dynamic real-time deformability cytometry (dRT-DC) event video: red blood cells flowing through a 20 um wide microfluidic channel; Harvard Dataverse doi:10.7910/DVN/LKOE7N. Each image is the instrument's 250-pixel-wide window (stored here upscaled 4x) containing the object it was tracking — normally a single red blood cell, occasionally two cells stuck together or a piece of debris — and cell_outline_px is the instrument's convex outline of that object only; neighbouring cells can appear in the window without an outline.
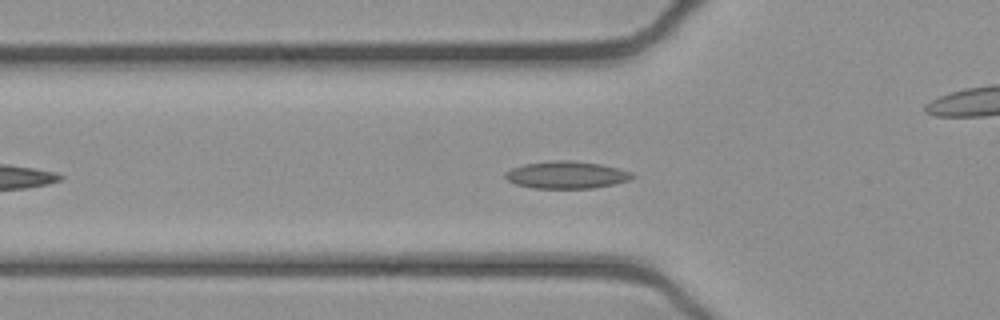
{"species": "common noctule bat (a hibernating species)", "species_latin": "Nyctalus noctula", "temperature_condition": "cold", "stored_images_in_passage": 42, "camera_frame_rate_fps": 3000, "um_per_image_px": 0.085, "animal": {"sex": "female", "body_mass_g": 21.9}, "frame": {"image": 1, "passage_image": 10, "time_ms": 3.0, "image_size_px": [1000, 320], "cell_outline_px": [[636, 176], [628, 180], [616, 184], [592, 188], [532, 188], [516, 184], [508, 180], [504, 176], [504, 172], [512, 168], [524, 164], [552, 160], [572, 160], [600, 164], [620, 168], [632, 172]], "centroid_in_image_um": [48.17, 14.86], "position_along_channel_um": 77.6, "area_um2": 20.35}}
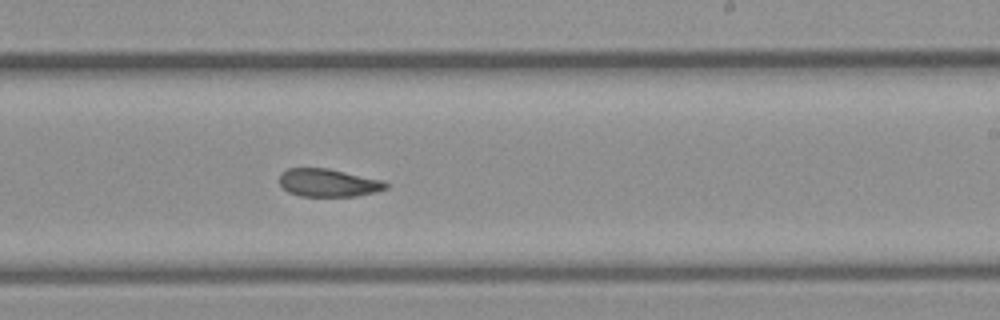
{"frame": {"image": 2, "passage_image": 24, "time_ms": 7.667, "image_size_px": [1000, 320], "cell_outline_px": [[388, 188], [376, 192], [356, 196], [300, 196], [288, 192], [280, 184], [280, 172], [288, 168], [328, 168], [384, 180], [388, 184]], "centroid_in_image_um": [27.92, 15.53], "position_along_channel_um": 261.1, "area_um2": 17.46}}
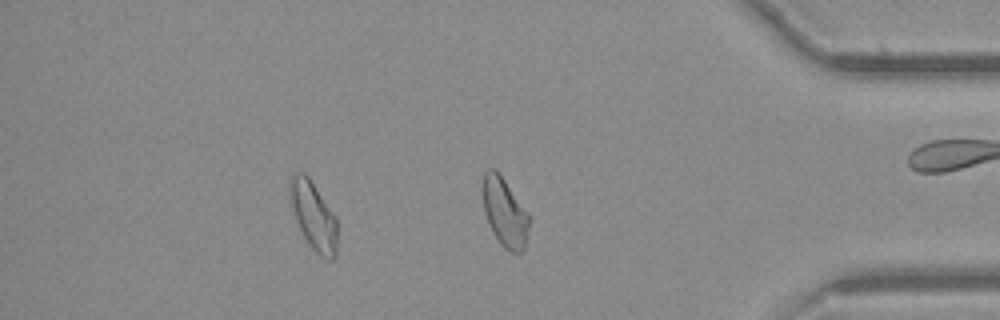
{"frame": {"image": 3, "passage_image": 36, "time_ms": 11.667, "image_size_px": [1000, 320], "cell_outline_px": [[336, 256], [332, 260], [328, 260], [320, 256], [308, 244], [296, 220], [292, 208], [288, 188], [288, 180], [292, 172], [304, 172], [308, 176], [336, 216]], "centroid_in_image_um": [26.62, 18.3], "position_along_channel_um": 408.6, "area_um2": 18.9}, "authors_computed_cell_mechanics": {"area_um2": 18.4093, "velocity_mm_per_s": 3.913, "shape_relaxation_time_tau1_ms": 8.2027, "shape_relaxation_time_tau2_ms": 2.3313, "deformation_change_tau1": 0.1694, "deformation_change_tau2": 0.0873}}